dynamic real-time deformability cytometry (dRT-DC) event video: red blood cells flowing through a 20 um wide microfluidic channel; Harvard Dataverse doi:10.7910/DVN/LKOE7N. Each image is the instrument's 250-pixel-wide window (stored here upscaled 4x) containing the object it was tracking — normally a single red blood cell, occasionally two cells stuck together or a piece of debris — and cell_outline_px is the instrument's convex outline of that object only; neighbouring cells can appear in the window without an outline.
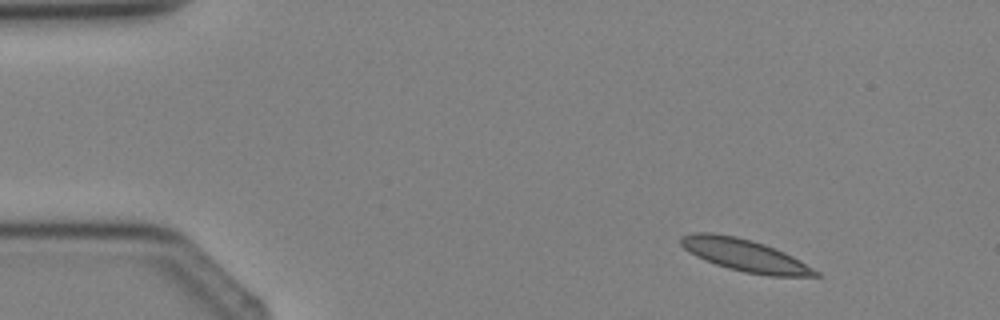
{"species": "Egyptian fruit bat (a non-hibernating species)", "species_latin": "Rousettus aegyptiacus", "temperature_condition": "cold", "stored_images_in_passage": 4, "camera_frame_rate_fps": 3000, "um_per_image_px": 0.085, "animal": {"sex": "female"}, "frame": {"image": 1, "passage_image": 2, "time_ms": 1.0, "image_size_px": [1000, 320], "cell_outline_px": [[824, 276], [768, 276], [744, 272], [728, 268], [716, 264], [696, 256], [684, 248], [680, 244], [680, 236], [692, 232], [712, 232], [736, 236], [752, 240], [776, 248], [800, 260], [820, 272]], "centroid_in_image_um": [63.32, 21.69], "position_along_channel_um": 21.7, "area_um2": 25.37}}